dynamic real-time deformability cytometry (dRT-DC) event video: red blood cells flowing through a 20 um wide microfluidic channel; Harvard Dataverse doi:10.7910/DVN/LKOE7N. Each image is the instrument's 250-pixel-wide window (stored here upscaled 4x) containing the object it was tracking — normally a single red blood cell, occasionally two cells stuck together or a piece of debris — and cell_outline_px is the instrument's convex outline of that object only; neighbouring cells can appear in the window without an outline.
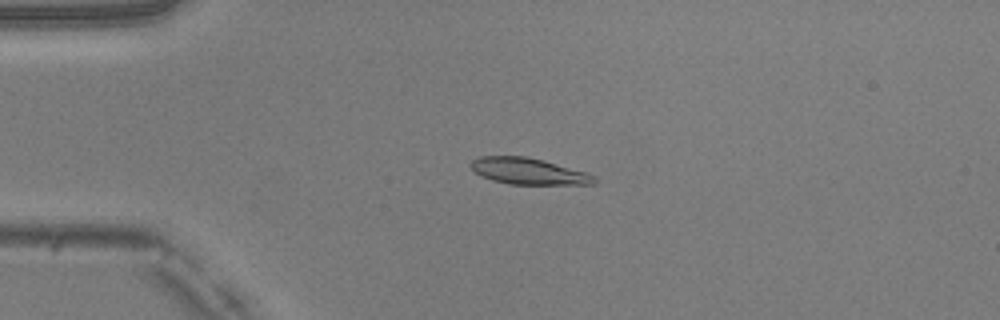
{"species": "common noctule bat (a hibernating species)", "species_latin": "Nyctalus noctula", "temperature_condition": "warm", "stored_images_in_passage": 51, "camera_frame_rate_fps": 3000, "um_per_image_px": 0.085, "animal": {"sex": "male", "body_mass_g": 20.5, "forearm_length_mm": 52.5}, "frame": {"image": 1, "passage_image": 13, "time_ms": 4.0, "image_size_px": [1000, 320], "cell_outline_px": [[596, 184], [508, 184], [492, 180], [480, 176], [472, 172], [468, 164], [472, 160], [480, 156], [524, 156], [544, 160], [588, 172], [596, 176]], "centroid_in_image_um": [44.89, 14.55], "position_along_channel_um": 40.1, "area_um2": 19.31}}
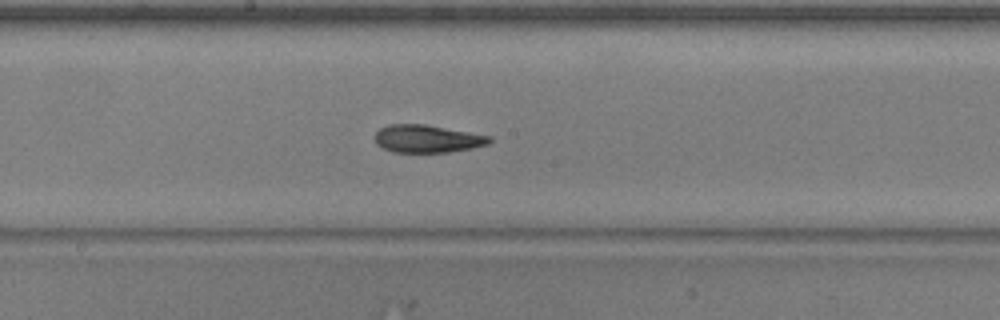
{"frame": {"image": 2, "passage_image": 28, "time_ms": 9.0, "image_size_px": [1000, 320], "cell_outline_px": [[492, 140], [488, 144], [472, 148], [448, 152], [392, 152], [376, 144], [372, 136], [380, 128], [388, 124], [424, 124], [492, 136]], "centroid_in_image_um": [36.28, 11.79], "position_along_channel_um": 211.9, "area_um2": 18.61}}
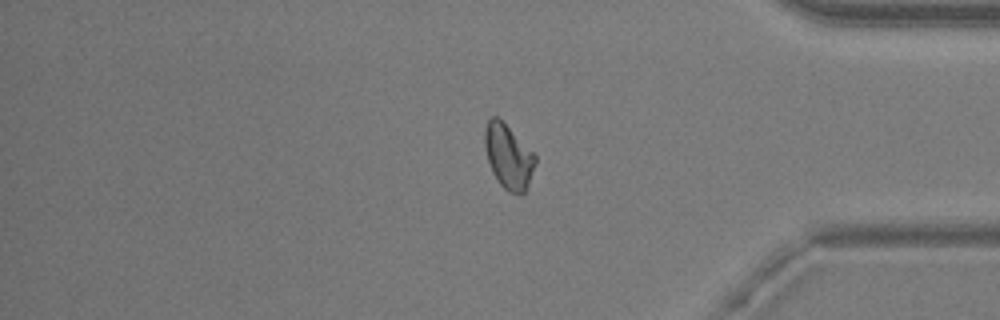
{"frame": {"image": 3, "passage_image": 43, "time_ms": 14.0, "image_size_px": [1000, 320], "cell_outline_px": [[536, 164], [528, 184], [524, 192], [520, 196], [508, 192], [500, 184], [492, 172], [488, 160], [484, 144], [484, 128], [488, 120], [492, 116], [496, 116], [536, 156]], "centroid_in_image_um": [43.2, 13.35], "position_along_channel_um": 392.0, "area_um2": 18.61}, "authors_computed_cell_mechanics": {"area_um2": 18.8428, "velocity_mm_per_s": 4.0244, "shape_relaxation_time_tau1_ms": 4.1228, "shape_relaxation_time_tau2_ms": 2.1563, "deformation_change_tau1": 0.1386, "deformation_change_tau2": 0.0813}}